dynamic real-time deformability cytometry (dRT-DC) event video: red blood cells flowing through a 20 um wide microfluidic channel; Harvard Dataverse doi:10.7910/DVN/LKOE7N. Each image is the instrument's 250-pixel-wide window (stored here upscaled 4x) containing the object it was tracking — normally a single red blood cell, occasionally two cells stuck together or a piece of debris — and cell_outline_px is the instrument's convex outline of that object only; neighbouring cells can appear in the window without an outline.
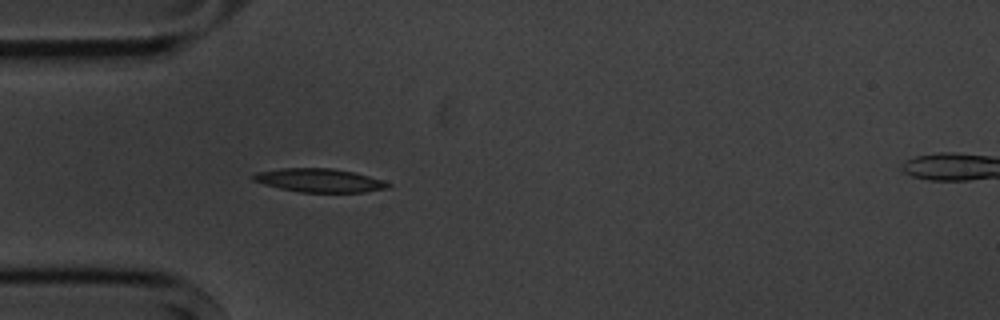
{"species": "common noctule bat (a hibernating species)", "species_latin": "Nyctalus noctula", "temperature_condition": "cold", "stored_images_in_passage": 5, "camera_frame_rate_fps": 3000, "um_per_image_px": 0.085, "animal": {"sex": "male", "body_mass_g": 20.1, "forearm_length_mm": 53.5}, "frame": {"image": 1, "passage_image": 5, "time_ms": 4.667, "image_size_px": [1000, 320], "cell_outline_px": [[392, 184], [388, 188], [364, 192], [300, 192], [280, 188], [264, 184], [252, 180], [248, 176], [256, 172], [280, 168], [332, 168], [352, 172], [384, 180]], "centroid_in_image_um": [27.11, 15.33], "position_along_channel_um": 57.9, "area_um2": 18.55}}